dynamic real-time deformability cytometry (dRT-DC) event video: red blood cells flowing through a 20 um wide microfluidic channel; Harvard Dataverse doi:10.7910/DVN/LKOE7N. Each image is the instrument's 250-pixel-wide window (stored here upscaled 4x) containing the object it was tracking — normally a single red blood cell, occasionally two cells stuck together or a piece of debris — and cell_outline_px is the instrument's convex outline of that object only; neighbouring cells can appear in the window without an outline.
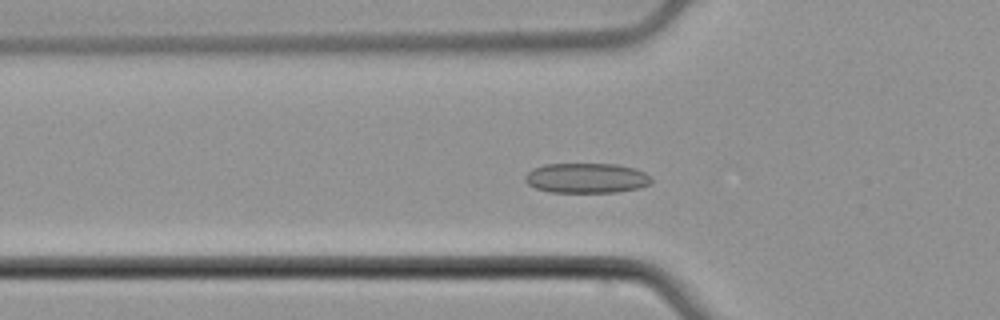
{"species": "common noctule bat (a hibernating species)", "species_latin": "Nyctalus noctula", "temperature_condition": "cold", "stored_images_in_passage": 52, "camera_frame_rate_fps": 3000, "um_per_image_px": 0.085, "animal": {"sex": "male", "body_mass_g": 21.5, "forearm_length_mm": 52.0}, "frame": {"image": 1, "passage_image": 17, "time_ms": 5.333, "image_size_px": [1000, 320], "cell_outline_px": [[652, 180], [648, 184], [640, 188], [616, 192], [548, 192], [536, 188], [528, 184], [524, 180], [524, 176], [532, 168], [544, 164], [616, 164], [636, 168], [652, 176]], "centroid_in_image_um": [49.85, 15.13], "position_along_channel_um": 76.0, "area_um2": 22.25}}
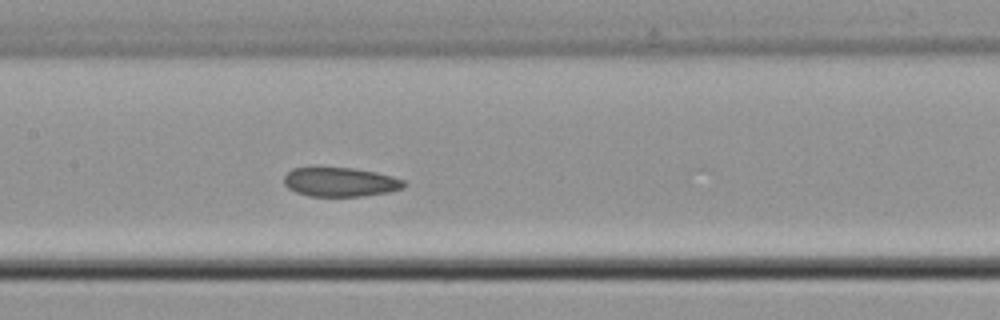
{"frame": {"image": 2, "passage_image": 25, "time_ms": 8.0, "image_size_px": [1000, 320], "cell_outline_px": [[408, 184], [404, 188], [388, 192], [364, 196], [308, 196], [296, 192], [288, 188], [284, 184], [284, 176], [292, 168], [316, 164], [356, 168], [376, 172], [392, 176], [404, 180]], "centroid_in_image_um": [28.88, 15.42], "position_along_channel_um": 178.5, "area_um2": 21.39}}
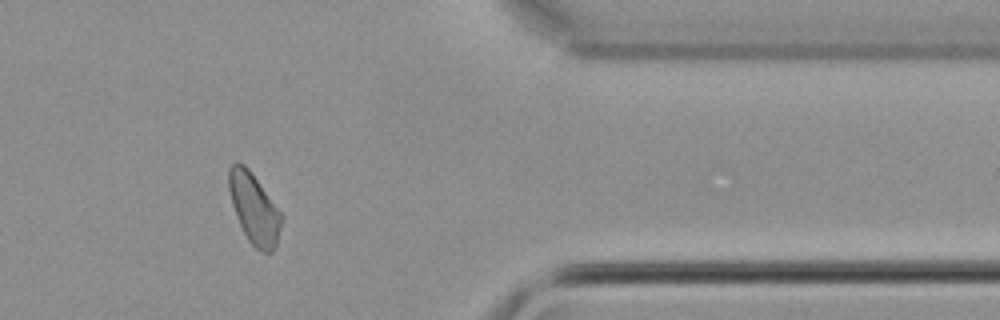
{"frame": {"image": 3, "passage_image": 43, "time_ms": 14.0, "image_size_px": [1000, 320], "cell_outline_px": [[284, 216], [276, 244], [272, 252], [264, 252], [256, 248], [248, 240], [236, 216], [232, 204], [228, 188], [228, 168], [236, 160], [244, 164], [248, 168]], "centroid_in_image_um": [21.59, 17.7], "position_along_channel_um": 389.8, "area_um2": 21.5}, "authors_computed_cell_mechanics": {"area_um2": 21.7617, "velocity_mm_per_s": 3.8677, "shape_relaxation_time_tau1_ms": 7.6471, "shape_relaxation_time_tau2_ms": 2.7266, "deformation_change_tau1": 0.0907, "deformation_change_tau2": 0.084}}